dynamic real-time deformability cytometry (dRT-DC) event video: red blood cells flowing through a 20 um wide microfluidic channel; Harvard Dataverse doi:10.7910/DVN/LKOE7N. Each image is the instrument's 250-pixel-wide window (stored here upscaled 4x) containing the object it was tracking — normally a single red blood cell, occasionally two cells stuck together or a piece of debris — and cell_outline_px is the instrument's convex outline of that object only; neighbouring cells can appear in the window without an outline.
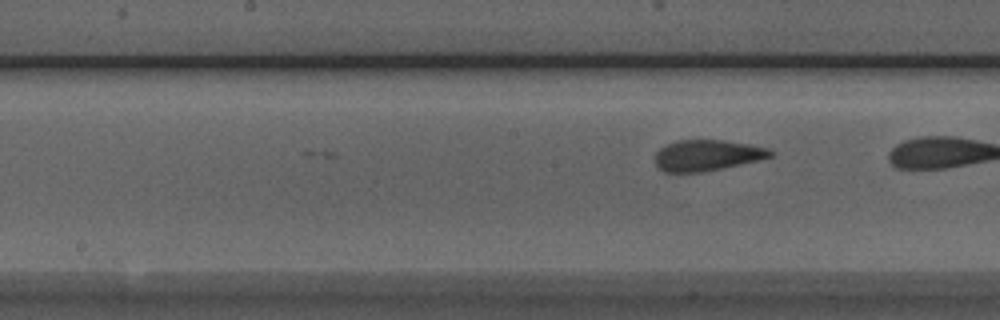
{"species": "Egyptian fruit bat (a non-hibernating species)", "species_latin": "Rousettus aegyptiacus", "temperature_condition": "room temperature", "stored_images_in_passage": 6, "camera_frame_rate_fps": 3000, "um_per_image_px": 0.085, "animal": {"sex": "male"}, "frame": {"image": 1, "passage_image": 6, "time_ms": 1.667, "image_size_px": [1000, 320], "cell_outline_px": [[776, 152], [772, 156], [760, 160], [704, 172], [664, 172], [656, 164], [656, 152], [660, 148], [676, 140], [724, 140], [748, 144], [768, 148]], "centroid_in_image_um": [60.13, 13.2], "position_along_channel_um": 188.1, "area_um2": 20.81}}